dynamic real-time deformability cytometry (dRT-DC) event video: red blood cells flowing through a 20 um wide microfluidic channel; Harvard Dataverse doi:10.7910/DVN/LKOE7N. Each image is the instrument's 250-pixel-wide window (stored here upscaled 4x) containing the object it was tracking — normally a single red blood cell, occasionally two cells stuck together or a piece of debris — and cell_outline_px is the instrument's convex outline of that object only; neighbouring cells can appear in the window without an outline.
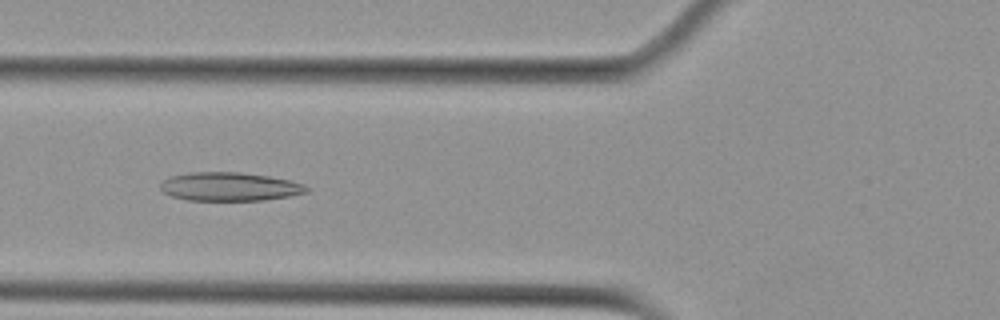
{"species": "Egyptian fruit bat (a non-hibernating species)", "species_latin": "Rousettus aegyptiacus", "temperature_condition": "cold", "stored_images_in_passage": 7, "camera_frame_rate_fps": 3000, "um_per_image_px": 0.085, "animal": {"sex": "female"}, "frame": {"image": 1, "passage_image": 6, "time_ms": 6.0, "image_size_px": [1000, 320], "cell_outline_px": [[312, 188], [308, 192], [292, 196], [264, 200], [188, 200], [172, 196], [164, 192], [160, 188], [160, 184], [164, 180], [172, 176], [188, 172], [240, 172], [268, 176], [292, 180], [304, 184]], "centroid_in_image_um": [19.59, 15.86], "position_along_channel_um": 106.2, "area_um2": 24.51}}
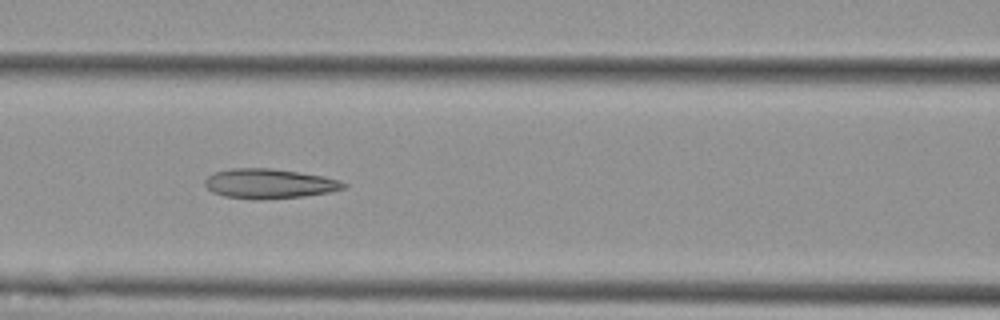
{"frame": {"image": 2, "passage_image": 7, "time_ms": 7.0, "image_size_px": [1000, 320], "cell_outline_px": [[348, 184], [344, 188], [328, 192], [304, 196], [260, 200], [224, 196], [212, 192], [204, 184], [204, 180], [208, 176], [216, 172], [232, 168], [272, 168], [300, 172], [324, 176], [340, 180]], "centroid_in_image_um": [22.89, 15.61], "position_along_channel_um": 143.7, "area_um2": 24.04}}